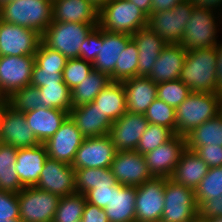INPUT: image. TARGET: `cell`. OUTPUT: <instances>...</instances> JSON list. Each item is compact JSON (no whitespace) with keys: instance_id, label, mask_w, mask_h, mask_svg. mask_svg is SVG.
I'll list each match as a JSON object with an SVG mask.
<instances>
[{"instance_id":"obj_1","label":"cell","mask_w":222,"mask_h":222,"mask_svg":"<svg viewBox=\"0 0 222 222\" xmlns=\"http://www.w3.org/2000/svg\"><path fill=\"white\" fill-rule=\"evenodd\" d=\"M216 47L187 50L179 79L191 92L217 93Z\"/></svg>"},{"instance_id":"obj_2","label":"cell","mask_w":222,"mask_h":222,"mask_svg":"<svg viewBox=\"0 0 222 222\" xmlns=\"http://www.w3.org/2000/svg\"><path fill=\"white\" fill-rule=\"evenodd\" d=\"M219 34H222V14L210 8L194 7L187 20L181 45L186 50L216 47L222 40Z\"/></svg>"},{"instance_id":"obj_3","label":"cell","mask_w":222,"mask_h":222,"mask_svg":"<svg viewBox=\"0 0 222 222\" xmlns=\"http://www.w3.org/2000/svg\"><path fill=\"white\" fill-rule=\"evenodd\" d=\"M0 20L41 35L53 21V0H15L0 6Z\"/></svg>"},{"instance_id":"obj_4","label":"cell","mask_w":222,"mask_h":222,"mask_svg":"<svg viewBox=\"0 0 222 222\" xmlns=\"http://www.w3.org/2000/svg\"><path fill=\"white\" fill-rule=\"evenodd\" d=\"M175 111L176 134L185 136L221 112L220 93L191 92Z\"/></svg>"},{"instance_id":"obj_5","label":"cell","mask_w":222,"mask_h":222,"mask_svg":"<svg viewBox=\"0 0 222 222\" xmlns=\"http://www.w3.org/2000/svg\"><path fill=\"white\" fill-rule=\"evenodd\" d=\"M98 26L108 32L132 35L148 26V16L128 0H110L99 11Z\"/></svg>"},{"instance_id":"obj_6","label":"cell","mask_w":222,"mask_h":222,"mask_svg":"<svg viewBox=\"0 0 222 222\" xmlns=\"http://www.w3.org/2000/svg\"><path fill=\"white\" fill-rule=\"evenodd\" d=\"M98 24L52 22L41 35L42 42L67 59L80 58V46Z\"/></svg>"},{"instance_id":"obj_7","label":"cell","mask_w":222,"mask_h":222,"mask_svg":"<svg viewBox=\"0 0 222 222\" xmlns=\"http://www.w3.org/2000/svg\"><path fill=\"white\" fill-rule=\"evenodd\" d=\"M198 217L194 190L166 178L164 208L160 222H191Z\"/></svg>"},{"instance_id":"obj_8","label":"cell","mask_w":222,"mask_h":222,"mask_svg":"<svg viewBox=\"0 0 222 222\" xmlns=\"http://www.w3.org/2000/svg\"><path fill=\"white\" fill-rule=\"evenodd\" d=\"M192 1H184L170 10L151 13L148 27L167 44H181L187 20L194 8Z\"/></svg>"},{"instance_id":"obj_9","label":"cell","mask_w":222,"mask_h":222,"mask_svg":"<svg viewBox=\"0 0 222 222\" xmlns=\"http://www.w3.org/2000/svg\"><path fill=\"white\" fill-rule=\"evenodd\" d=\"M60 197L36 187H25L18 193L22 222H53Z\"/></svg>"},{"instance_id":"obj_10","label":"cell","mask_w":222,"mask_h":222,"mask_svg":"<svg viewBox=\"0 0 222 222\" xmlns=\"http://www.w3.org/2000/svg\"><path fill=\"white\" fill-rule=\"evenodd\" d=\"M166 178L153 177L136 187V222H160Z\"/></svg>"},{"instance_id":"obj_11","label":"cell","mask_w":222,"mask_h":222,"mask_svg":"<svg viewBox=\"0 0 222 222\" xmlns=\"http://www.w3.org/2000/svg\"><path fill=\"white\" fill-rule=\"evenodd\" d=\"M41 41L36 30L0 20V56L34 55Z\"/></svg>"},{"instance_id":"obj_12","label":"cell","mask_w":222,"mask_h":222,"mask_svg":"<svg viewBox=\"0 0 222 222\" xmlns=\"http://www.w3.org/2000/svg\"><path fill=\"white\" fill-rule=\"evenodd\" d=\"M0 143L18 149L40 144L26 122L24 113L14 110L7 103L0 109Z\"/></svg>"},{"instance_id":"obj_13","label":"cell","mask_w":222,"mask_h":222,"mask_svg":"<svg viewBox=\"0 0 222 222\" xmlns=\"http://www.w3.org/2000/svg\"><path fill=\"white\" fill-rule=\"evenodd\" d=\"M117 153L109 134L84 138L71 164L74 169L110 168Z\"/></svg>"},{"instance_id":"obj_14","label":"cell","mask_w":222,"mask_h":222,"mask_svg":"<svg viewBox=\"0 0 222 222\" xmlns=\"http://www.w3.org/2000/svg\"><path fill=\"white\" fill-rule=\"evenodd\" d=\"M34 64V55L0 56V91L6 98L30 85Z\"/></svg>"},{"instance_id":"obj_15","label":"cell","mask_w":222,"mask_h":222,"mask_svg":"<svg viewBox=\"0 0 222 222\" xmlns=\"http://www.w3.org/2000/svg\"><path fill=\"white\" fill-rule=\"evenodd\" d=\"M186 149L185 137L175 134L170 140L144 155L153 177L171 178Z\"/></svg>"},{"instance_id":"obj_16","label":"cell","mask_w":222,"mask_h":222,"mask_svg":"<svg viewBox=\"0 0 222 222\" xmlns=\"http://www.w3.org/2000/svg\"><path fill=\"white\" fill-rule=\"evenodd\" d=\"M35 187L59 197L73 194L76 192L75 169L65 162L47 158Z\"/></svg>"},{"instance_id":"obj_17","label":"cell","mask_w":222,"mask_h":222,"mask_svg":"<svg viewBox=\"0 0 222 222\" xmlns=\"http://www.w3.org/2000/svg\"><path fill=\"white\" fill-rule=\"evenodd\" d=\"M84 138L68 116L58 131L43 144L46 147L48 158L71 165Z\"/></svg>"},{"instance_id":"obj_18","label":"cell","mask_w":222,"mask_h":222,"mask_svg":"<svg viewBox=\"0 0 222 222\" xmlns=\"http://www.w3.org/2000/svg\"><path fill=\"white\" fill-rule=\"evenodd\" d=\"M110 168L117 183L123 186L138 187L153 178L144 155L136 150L117 152Z\"/></svg>"},{"instance_id":"obj_19","label":"cell","mask_w":222,"mask_h":222,"mask_svg":"<svg viewBox=\"0 0 222 222\" xmlns=\"http://www.w3.org/2000/svg\"><path fill=\"white\" fill-rule=\"evenodd\" d=\"M148 124L144 114L129 112L112 122L109 135L117 152L136 150Z\"/></svg>"},{"instance_id":"obj_20","label":"cell","mask_w":222,"mask_h":222,"mask_svg":"<svg viewBox=\"0 0 222 222\" xmlns=\"http://www.w3.org/2000/svg\"><path fill=\"white\" fill-rule=\"evenodd\" d=\"M132 39L130 34L108 32L102 29V44H99L98 55L93 69L107 74L111 81H115V66L123 49Z\"/></svg>"},{"instance_id":"obj_21","label":"cell","mask_w":222,"mask_h":222,"mask_svg":"<svg viewBox=\"0 0 222 222\" xmlns=\"http://www.w3.org/2000/svg\"><path fill=\"white\" fill-rule=\"evenodd\" d=\"M69 117L85 138L107 135L112 125V121L98 107H95L94 101L72 107Z\"/></svg>"},{"instance_id":"obj_22","label":"cell","mask_w":222,"mask_h":222,"mask_svg":"<svg viewBox=\"0 0 222 222\" xmlns=\"http://www.w3.org/2000/svg\"><path fill=\"white\" fill-rule=\"evenodd\" d=\"M47 158L46 147L41 143L36 146L18 149L15 169L24 187H35L37 185Z\"/></svg>"},{"instance_id":"obj_23","label":"cell","mask_w":222,"mask_h":222,"mask_svg":"<svg viewBox=\"0 0 222 222\" xmlns=\"http://www.w3.org/2000/svg\"><path fill=\"white\" fill-rule=\"evenodd\" d=\"M126 94L127 112L144 114L157 98V83L144 76L122 81Z\"/></svg>"},{"instance_id":"obj_24","label":"cell","mask_w":222,"mask_h":222,"mask_svg":"<svg viewBox=\"0 0 222 222\" xmlns=\"http://www.w3.org/2000/svg\"><path fill=\"white\" fill-rule=\"evenodd\" d=\"M131 36L138 49V76L148 77L161 51L168 44L148 26Z\"/></svg>"},{"instance_id":"obj_25","label":"cell","mask_w":222,"mask_h":222,"mask_svg":"<svg viewBox=\"0 0 222 222\" xmlns=\"http://www.w3.org/2000/svg\"><path fill=\"white\" fill-rule=\"evenodd\" d=\"M186 52L187 50L181 44H168L155 61L148 78L155 83L179 79Z\"/></svg>"},{"instance_id":"obj_26","label":"cell","mask_w":222,"mask_h":222,"mask_svg":"<svg viewBox=\"0 0 222 222\" xmlns=\"http://www.w3.org/2000/svg\"><path fill=\"white\" fill-rule=\"evenodd\" d=\"M26 122L41 144L50 139L69 116V112L59 109L39 107L24 112Z\"/></svg>"},{"instance_id":"obj_27","label":"cell","mask_w":222,"mask_h":222,"mask_svg":"<svg viewBox=\"0 0 222 222\" xmlns=\"http://www.w3.org/2000/svg\"><path fill=\"white\" fill-rule=\"evenodd\" d=\"M135 199L136 187L111 186L110 203L104 208L109 222H136Z\"/></svg>"},{"instance_id":"obj_28","label":"cell","mask_w":222,"mask_h":222,"mask_svg":"<svg viewBox=\"0 0 222 222\" xmlns=\"http://www.w3.org/2000/svg\"><path fill=\"white\" fill-rule=\"evenodd\" d=\"M98 14L88 0H53L52 22L98 24Z\"/></svg>"},{"instance_id":"obj_29","label":"cell","mask_w":222,"mask_h":222,"mask_svg":"<svg viewBox=\"0 0 222 222\" xmlns=\"http://www.w3.org/2000/svg\"><path fill=\"white\" fill-rule=\"evenodd\" d=\"M208 170L209 166L194 151L186 148L170 179L195 191Z\"/></svg>"},{"instance_id":"obj_30","label":"cell","mask_w":222,"mask_h":222,"mask_svg":"<svg viewBox=\"0 0 222 222\" xmlns=\"http://www.w3.org/2000/svg\"><path fill=\"white\" fill-rule=\"evenodd\" d=\"M95 107L112 122L127 112L126 94L122 82L112 81L94 99Z\"/></svg>"},{"instance_id":"obj_31","label":"cell","mask_w":222,"mask_h":222,"mask_svg":"<svg viewBox=\"0 0 222 222\" xmlns=\"http://www.w3.org/2000/svg\"><path fill=\"white\" fill-rule=\"evenodd\" d=\"M186 148L222 146V111L212 119L192 129L185 136Z\"/></svg>"},{"instance_id":"obj_32","label":"cell","mask_w":222,"mask_h":222,"mask_svg":"<svg viewBox=\"0 0 222 222\" xmlns=\"http://www.w3.org/2000/svg\"><path fill=\"white\" fill-rule=\"evenodd\" d=\"M18 148L0 143V190L19 193L25 187L21 184L16 172Z\"/></svg>"},{"instance_id":"obj_33","label":"cell","mask_w":222,"mask_h":222,"mask_svg":"<svg viewBox=\"0 0 222 222\" xmlns=\"http://www.w3.org/2000/svg\"><path fill=\"white\" fill-rule=\"evenodd\" d=\"M111 82V78L107 74L93 69L82 83L71 90L72 107L93 102L97 95Z\"/></svg>"},{"instance_id":"obj_34","label":"cell","mask_w":222,"mask_h":222,"mask_svg":"<svg viewBox=\"0 0 222 222\" xmlns=\"http://www.w3.org/2000/svg\"><path fill=\"white\" fill-rule=\"evenodd\" d=\"M117 183L111 168L75 169L76 192L86 194L89 190L102 185L114 186Z\"/></svg>"},{"instance_id":"obj_35","label":"cell","mask_w":222,"mask_h":222,"mask_svg":"<svg viewBox=\"0 0 222 222\" xmlns=\"http://www.w3.org/2000/svg\"><path fill=\"white\" fill-rule=\"evenodd\" d=\"M41 107L69 112L72 109L71 89L65 83H51L38 87Z\"/></svg>"},{"instance_id":"obj_36","label":"cell","mask_w":222,"mask_h":222,"mask_svg":"<svg viewBox=\"0 0 222 222\" xmlns=\"http://www.w3.org/2000/svg\"><path fill=\"white\" fill-rule=\"evenodd\" d=\"M85 203L86 196L78 192L60 197L53 222H75L81 220Z\"/></svg>"},{"instance_id":"obj_37","label":"cell","mask_w":222,"mask_h":222,"mask_svg":"<svg viewBox=\"0 0 222 222\" xmlns=\"http://www.w3.org/2000/svg\"><path fill=\"white\" fill-rule=\"evenodd\" d=\"M138 76V49L137 44L131 39L115 66V81L122 82Z\"/></svg>"},{"instance_id":"obj_38","label":"cell","mask_w":222,"mask_h":222,"mask_svg":"<svg viewBox=\"0 0 222 222\" xmlns=\"http://www.w3.org/2000/svg\"><path fill=\"white\" fill-rule=\"evenodd\" d=\"M194 193L198 206L203 201L222 196V166L209 168Z\"/></svg>"},{"instance_id":"obj_39","label":"cell","mask_w":222,"mask_h":222,"mask_svg":"<svg viewBox=\"0 0 222 222\" xmlns=\"http://www.w3.org/2000/svg\"><path fill=\"white\" fill-rule=\"evenodd\" d=\"M151 124L160 125L170 129L176 134V111L162 100L156 98L144 113Z\"/></svg>"},{"instance_id":"obj_40","label":"cell","mask_w":222,"mask_h":222,"mask_svg":"<svg viewBox=\"0 0 222 222\" xmlns=\"http://www.w3.org/2000/svg\"><path fill=\"white\" fill-rule=\"evenodd\" d=\"M190 93V88L180 79L157 83V98L175 109Z\"/></svg>"},{"instance_id":"obj_41","label":"cell","mask_w":222,"mask_h":222,"mask_svg":"<svg viewBox=\"0 0 222 222\" xmlns=\"http://www.w3.org/2000/svg\"><path fill=\"white\" fill-rule=\"evenodd\" d=\"M174 135L175 134L166 127L149 123L139 140L136 151L145 155L163 143H166Z\"/></svg>"},{"instance_id":"obj_42","label":"cell","mask_w":222,"mask_h":222,"mask_svg":"<svg viewBox=\"0 0 222 222\" xmlns=\"http://www.w3.org/2000/svg\"><path fill=\"white\" fill-rule=\"evenodd\" d=\"M7 104L18 112H28L41 107L38 87L28 85L7 98Z\"/></svg>"},{"instance_id":"obj_43","label":"cell","mask_w":222,"mask_h":222,"mask_svg":"<svg viewBox=\"0 0 222 222\" xmlns=\"http://www.w3.org/2000/svg\"><path fill=\"white\" fill-rule=\"evenodd\" d=\"M93 64L81 58L67 59L62 77L64 83L72 90L88 77Z\"/></svg>"},{"instance_id":"obj_44","label":"cell","mask_w":222,"mask_h":222,"mask_svg":"<svg viewBox=\"0 0 222 222\" xmlns=\"http://www.w3.org/2000/svg\"><path fill=\"white\" fill-rule=\"evenodd\" d=\"M35 64L41 69L63 72L67 58L57 50L47 47L42 41L34 54Z\"/></svg>"},{"instance_id":"obj_45","label":"cell","mask_w":222,"mask_h":222,"mask_svg":"<svg viewBox=\"0 0 222 222\" xmlns=\"http://www.w3.org/2000/svg\"><path fill=\"white\" fill-rule=\"evenodd\" d=\"M99 44H102V29L96 26L80 46V58L93 63L98 55Z\"/></svg>"},{"instance_id":"obj_46","label":"cell","mask_w":222,"mask_h":222,"mask_svg":"<svg viewBox=\"0 0 222 222\" xmlns=\"http://www.w3.org/2000/svg\"><path fill=\"white\" fill-rule=\"evenodd\" d=\"M18 193L0 190V220L19 219Z\"/></svg>"},{"instance_id":"obj_47","label":"cell","mask_w":222,"mask_h":222,"mask_svg":"<svg viewBox=\"0 0 222 222\" xmlns=\"http://www.w3.org/2000/svg\"><path fill=\"white\" fill-rule=\"evenodd\" d=\"M62 73L63 72H56V70L41 69L34 64L30 85L42 87L51 83H64Z\"/></svg>"},{"instance_id":"obj_48","label":"cell","mask_w":222,"mask_h":222,"mask_svg":"<svg viewBox=\"0 0 222 222\" xmlns=\"http://www.w3.org/2000/svg\"><path fill=\"white\" fill-rule=\"evenodd\" d=\"M188 149L194 151L209 168L222 166V146L204 145L201 147H189Z\"/></svg>"},{"instance_id":"obj_49","label":"cell","mask_w":222,"mask_h":222,"mask_svg":"<svg viewBox=\"0 0 222 222\" xmlns=\"http://www.w3.org/2000/svg\"><path fill=\"white\" fill-rule=\"evenodd\" d=\"M85 196L87 202L104 209L110 203L111 187L109 185L97 186L89 190Z\"/></svg>"},{"instance_id":"obj_50","label":"cell","mask_w":222,"mask_h":222,"mask_svg":"<svg viewBox=\"0 0 222 222\" xmlns=\"http://www.w3.org/2000/svg\"><path fill=\"white\" fill-rule=\"evenodd\" d=\"M198 217L204 220L222 217V196L203 201L198 206Z\"/></svg>"},{"instance_id":"obj_51","label":"cell","mask_w":222,"mask_h":222,"mask_svg":"<svg viewBox=\"0 0 222 222\" xmlns=\"http://www.w3.org/2000/svg\"><path fill=\"white\" fill-rule=\"evenodd\" d=\"M81 222H109L104 209L86 201Z\"/></svg>"},{"instance_id":"obj_52","label":"cell","mask_w":222,"mask_h":222,"mask_svg":"<svg viewBox=\"0 0 222 222\" xmlns=\"http://www.w3.org/2000/svg\"><path fill=\"white\" fill-rule=\"evenodd\" d=\"M187 0H152V10L151 13L162 12L170 10L177 4Z\"/></svg>"},{"instance_id":"obj_53","label":"cell","mask_w":222,"mask_h":222,"mask_svg":"<svg viewBox=\"0 0 222 222\" xmlns=\"http://www.w3.org/2000/svg\"><path fill=\"white\" fill-rule=\"evenodd\" d=\"M216 80L217 93L222 92V40L217 44Z\"/></svg>"},{"instance_id":"obj_54","label":"cell","mask_w":222,"mask_h":222,"mask_svg":"<svg viewBox=\"0 0 222 222\" xmlns=\"http://www.w3.org/2000/svg\"><path fill=\"white\" fill-rule=\"evenodd\" d=\"M195 7L210 8L222 14V0H192Z\"/></svg>"},{"instance_id":"obj_55","label":"cell","mask_w":222,"mask_h":222,"mask_svg":"<svg viewBox=\"0 0 222 222\" xmlns=\"http://www.w3.org/2000/svg\"><path fill=\"white\" fill-rule=\"evenodd\" d=\"M138 6L148 17L152 10V0H128Z\"/></svg>"},{"instance_id":"obj_56","label":"cell","mask_w":222,"mask_h":222,"mask_svg":"<svg viewBox=\"0 0 222 222\" xmlns=\"http://www.w3.org/2000/svg\"><path fill=\"white\" fill-rule=\"evenodd\" d=\"M98 11H100L105 4L110 0H88Z\"/></svg>"},{"instance_id":"obj_57","label":"cell","mask_w":222,"mask_h":222,"mask_svg":"<svg viewBox=\"0 0 222 222\" xmlns=\"http://www.w3.org/2000/svg\"><path fill=\"white\" fill-rule=\"evenodd\" d=\"M7 103V98L0 91V109Z\"/></svg>"},{"instance_id":"obj_58","label":"cell","mask_w":222,"mask_h":222,"mask_svg":"<svg viewBox=\"0 0 222 222\" xmlns=\"http://www.w3.org/2000/svg\"><path fill=\"white\" fill-rule=\"evenodd\" d=\"M207 222H222V217H214L206 220Z\"/></svg>"},{"instance_id":"obj_59","label":"cell","mask_w":222,"mask_h":222,"mask_svg":"<svg viewBox=\"0 0 222 222\" xmlns=\"http://www.w3.org/2000/svg\"><path fill=\"white\" fill-rule=\"evenodd\" d=\"M0 222H22L20 219H9V220H0Z\"/></svg>"},{"instance_id":"obj_60","label":"cell","mask_w":222,"mask_h":222,"mask_svg":"<svg viewBox=\"0 0 222 222\" xmlns=\"http://www.w3.org/2000/svg\"><path fill=\"white\" fill-rule=\"evenodd\" d=\"M191 222H207L206 220L204 219H201L200 217H196L193 221Z\"/></svg>"},{"instance_id":"obj_61","label":"cell","mask_w":222,"mask_h":222,"mask_svg":"<svg viewBox=\"0 0 222 222\" xmlns=\"http://www.w3.org/2000/svg\"><path fill=\"white\" fill-rule=\"evenodd\" d=\"M15 0H0V6Z\"/></svg>"},{"instance_id":"obj_62","label":"cell","mask_w":222,"mask_h":222,"mask_svg":"<svg viewBox=\"0 0 222 222\" xmlns=\"http://www.w3.org/2000/svg\"><path fill=\"white\" fill-rule=\"evenodd\" d=\"M220 103H221V111H222V92H220Z\"/></svg>"}]
</instances>
